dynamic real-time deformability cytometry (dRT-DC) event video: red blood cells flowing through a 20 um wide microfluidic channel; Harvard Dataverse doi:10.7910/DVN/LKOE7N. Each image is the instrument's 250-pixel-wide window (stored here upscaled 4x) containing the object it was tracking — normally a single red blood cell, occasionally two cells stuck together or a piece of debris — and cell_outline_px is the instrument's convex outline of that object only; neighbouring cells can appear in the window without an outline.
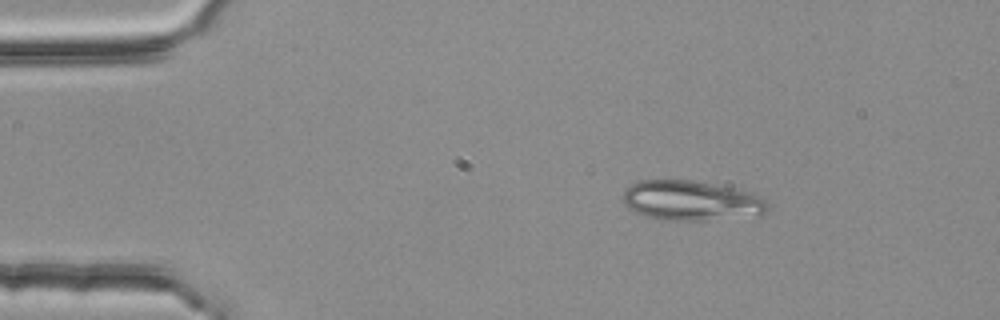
{"species": "common noctule bat (a hibernating species)", "species_latin": "Nyctalus noctula", "temperature_condition": "room temperature", "stored_images_in_passage": 5, "camera_frame_rate_fps": 3000, "um_per_image_px": 0.085, "animal": {"sex": "female", "body_mass_g": 25.1}, "frame": {"image": 1, "passage_image": 1, "time_ms": 0.0, "image_size_px": [1000, 320], "cell_outline_px": [[768, 208], [760, 216], [704, 220], [664, 220], [632, 212], [624, 204], [624, 192], [632, 184], [640, 180], [692, 180], [752, 192], [760, 196], [768, 204]], "centroid_in_image_um": [58.77, 17.06], "position_along_channel_um": 26.2, "area_um2": 33.58}}
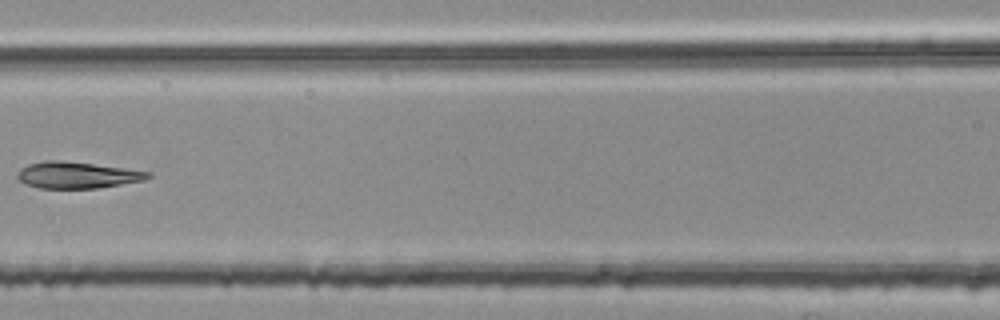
{"frame": {"image": 2, "passage_image": 5, "time_ms": 1.333, "image_size_px": [1000, 320], "cell_outline_px": [[152, 176], [144, 180], [100, 188], [40, 188], [24, 184], [16, 176], [20, 168], [28, 164], [44, 160], [60, 160], [92, 164], [152, 172]], "centroid_in_image_um": [6.53, 14.88], "position_along_channel_um": 160.1, "area_um2": 20.11}}